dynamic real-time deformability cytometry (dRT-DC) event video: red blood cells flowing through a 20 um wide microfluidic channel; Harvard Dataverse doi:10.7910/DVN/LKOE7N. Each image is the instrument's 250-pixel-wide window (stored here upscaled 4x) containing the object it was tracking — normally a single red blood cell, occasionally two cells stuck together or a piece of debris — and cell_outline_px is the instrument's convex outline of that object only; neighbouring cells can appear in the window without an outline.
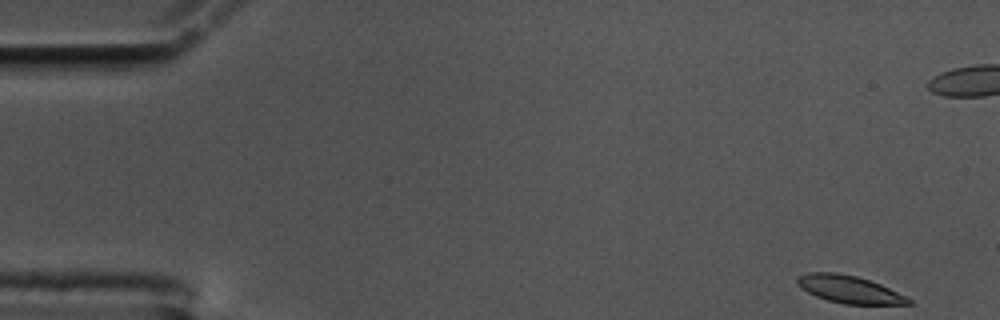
{"species": "common noctule bat (a hibernating species)", "species_latin": "Nyctalus noctula", "temperature_condition": "cold", "stored_images_in_passage": 56, "camera_frame_rate_fps": 3000, "um_per_image_px": 0.085, "animal": {"sex": "male", "body_mass_g": 17.5, "forearm_length_mm": 52.3}, "frame": {"image": 1, "passage_image": 1, "time_ms": 0.0, "image_size_px": [1000, 320], "cell_outline_px": [[912, 304], [844, 304], [828, 300], [816, 296], [800, 288], [796, 284], [796, 276], [808, 272], [836, 272], [856, 276], [880, 284], [912, 300]], "centroid_in_image_um": [72.11, 24.58], "position_along_channel_um": 12.9, "area_um2": 17.69}}
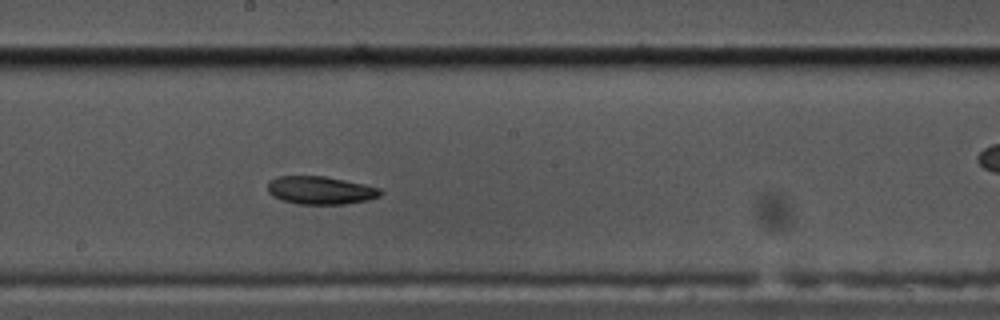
{"frame": {"image": 2, "passage_image": 29, "time_ms": 9.333, "image_size_px": [1000, 320], "cell_outline_px": [[384, 192], [380, 196], [368, 200], [344, 204], [296, 204], [280, 200], [272, 196], [268, 192], [268, 184], [276, 176], [324, 176], [364, 184], [380, 188]], "centroid_in_image_um": [27.24, 16.18], "position_along_channel_um": 221.0, "area_um2": 18.5}}
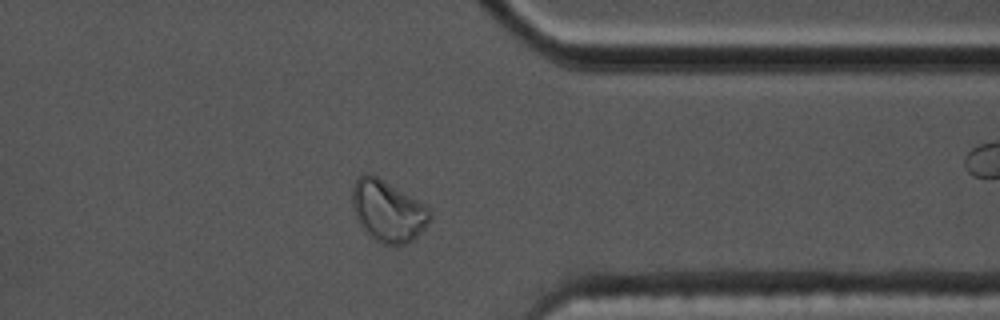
{"frame": {"image": 3, "passage_image": 43, "time_ms": 14.0, "image_size_px": [1000, 320], "cell_outline_px": [[432, 216], [424, 228], [408, 244], [380, 244], [368, 236], [360, 224], [356, 216], [352, 204], [352, 188], [356, 176], [364, 172], [372, 172], [424, 204], [432, 212]], "centroid_in_image_um": [32.93, 17.9], "position_along_channel_um": 378.5, "area_um2": 28.09}}